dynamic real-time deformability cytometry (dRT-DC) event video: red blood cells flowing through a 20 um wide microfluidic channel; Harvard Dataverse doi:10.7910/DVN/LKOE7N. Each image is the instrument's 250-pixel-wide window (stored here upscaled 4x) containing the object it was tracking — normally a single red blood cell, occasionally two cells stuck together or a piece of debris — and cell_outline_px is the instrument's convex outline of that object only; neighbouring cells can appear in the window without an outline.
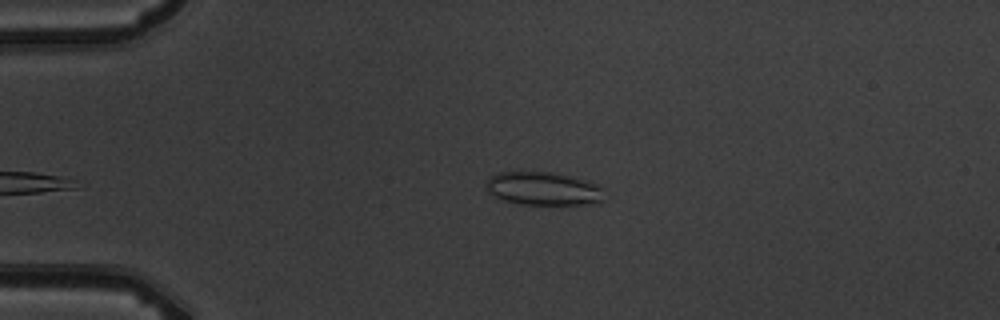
{"species": "common noctule bat (a hibernating species)", "species_latin": "Nyctalus noctula", "temperature_condition": "warm", "stored_images_in_passage": 4, "camera_frame_rate_fps": 3000, "um_per_image_px": 0.085, "animal": {"sex": "male", "body_mass_g": 19.5, "forearm_length_mm": 54.6}, "frame": {"image": 1, "passage_image": 4, "time_ms": 3.333, "image_size_px": [1000, 320], "cell_outline_px": [[604, 200], [600, 204], [520, 204], [504, 200], [488, 192], [484, 184], [488, 176], [500, 172], [552, 172], [588, 180], [604, 188]], "centroid_in_image_um": [46.21, 16.03], "position_along_channel_um": 38.8, "area_um2": 23.24}}